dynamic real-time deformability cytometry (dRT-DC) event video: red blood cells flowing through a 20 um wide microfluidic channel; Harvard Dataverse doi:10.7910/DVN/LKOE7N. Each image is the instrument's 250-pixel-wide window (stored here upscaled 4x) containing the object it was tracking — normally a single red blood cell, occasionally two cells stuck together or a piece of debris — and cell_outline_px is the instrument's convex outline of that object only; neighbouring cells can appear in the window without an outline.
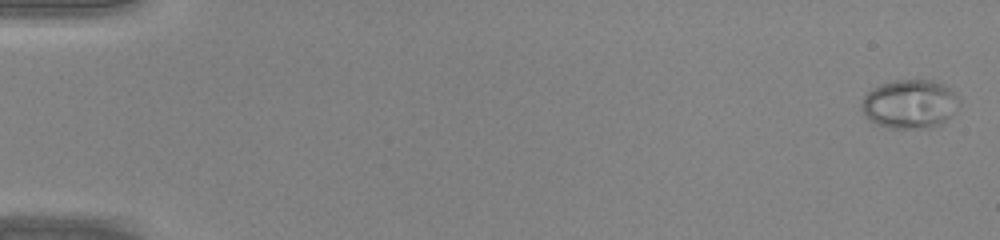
{"species": "common noctule bat (a hibernating species)", "species_latin": "Nyctalus noctula", "temperature_condition": "warm", "stored_images_in_passage": 43, "camera_frame_rate_fps": 3000, "um_per_image_px": 0.085, "animal": {"sex": "male", "body_mass_g": 20.0, "forearm_length_mm": 53.3}, "frame": {"image": 1, "passage_image": 1, "time_ms": 0.0, "image_size_px": [1000, 240], "cell_outline_px": [[960, 104], [940, 124], [928, 128], [892, 128], [876, 124], [868, 120], [860, 104], [864, 96], [872, 88], [880, 84], [896, 80], [932, 80], [944, 84], [952, 88], [956, 92], [960, 100]], "centroid_in_image_um": [77.33, 8.82], "position_along_channel_um": 7.7, "area_um2": 27.86}}
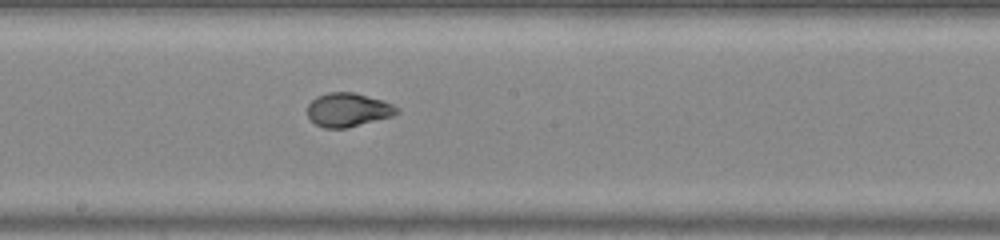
{"frame": {"image": 2, "passage_image": 26, "time_ms": 8.333, "image_size_px": [1000, 240], "cell_outline_px": [[400, 112], [392, 116], [348, 128], [324, 128], [316, 124], [308, 116], [308, 104], [316, 96], [328, 92], [352, 92], [384, 100], [400, 108]], "centroid_in_image_um": [29.6, 9.33], "position_along_channel_um": 218.6, "area_um2": 17.69}}
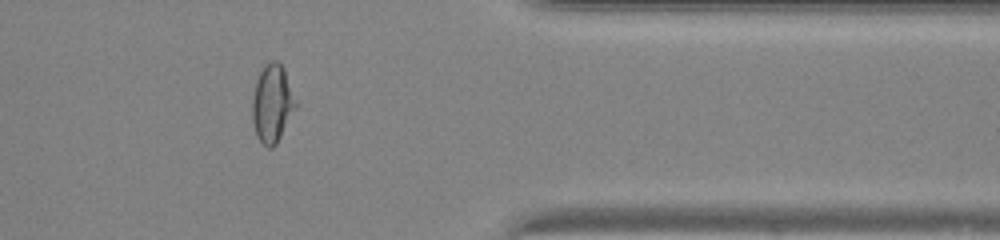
{"frame": {"image": 3, "passage_image": 38, "time_ms": 12.333, "image_size_px": [1000, 240], "cell_outline_px": [[296, 108], [276, 144], [272, 148], [268, 148], [256, 136], [252, 120], [252, 100], [256, 80], [264, 64], [272, 60], [276, 60], [284, 68], [296, 104]], "centroid_in_image_um": [23.12, 8.8], "position_along_channel_um": 388.3, "area_um2": 19.48}}